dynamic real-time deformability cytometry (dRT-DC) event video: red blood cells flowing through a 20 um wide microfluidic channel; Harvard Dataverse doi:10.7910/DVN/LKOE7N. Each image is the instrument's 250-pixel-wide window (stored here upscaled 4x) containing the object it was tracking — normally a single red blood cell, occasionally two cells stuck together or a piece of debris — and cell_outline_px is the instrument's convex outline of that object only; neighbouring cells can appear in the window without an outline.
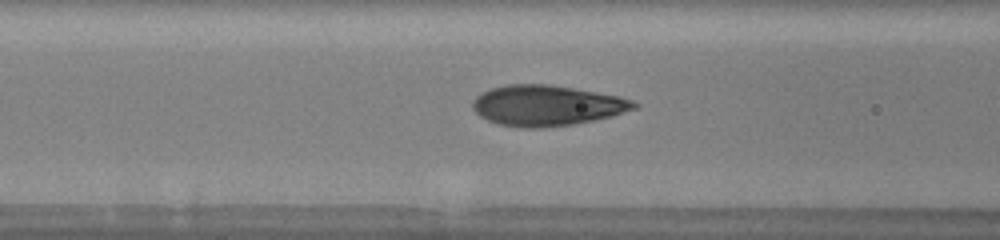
{"species": "human", "species_latin": "Homo sapiens", "temperature_condition": "warm", "stored_images_in_passage": 34, "camera_frame_rate_fps": 3000, "um_per_image_px": 0.085, "donor": {"sex": "male"}, "frame": {"image": 1, "passage_image": 5, "time_ms": 1.333, "image_size_px": [1000, 240], "cell_outline_px": [[640, 104], [636, 108], [612, 116], [572, 124], [540, 128], [524, 128], [500, 124], [488, 120], [480, 116], [472, 108], [472, 100], [480, 92], [492, 88], [508, 84], [548, 84], [620, 96], [632, 100]], "centroid_in_image_um": [46.46, 8.96], "position_along_channel_um": 120.1, "area_um2": 38.03}}
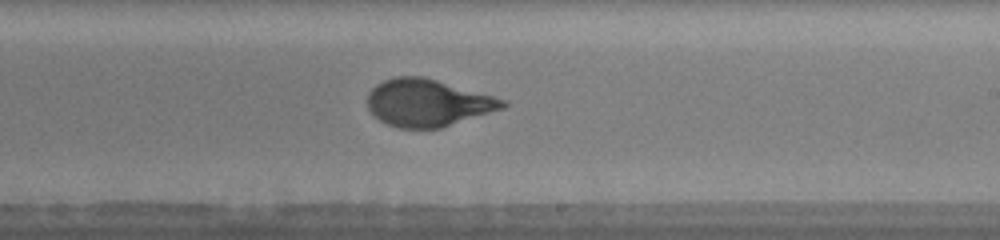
{"frame": {"image": 2, "passage_image": 15, "time_ms": 4.667, "image_size_px": [1000, 240], "cell_outline_px": [[508, 104], [504, 108], [440, 128], [400, 128], [388, 124], [380, 120], [368, 108], [368, 92], [376, 84], [384, 80], [396, 76], [424, 76], [508, 100]], "centroid_in_image_um": [36.37, 8.72], "position_along_channel_um": 252.6, "area_um2": 37.11}}
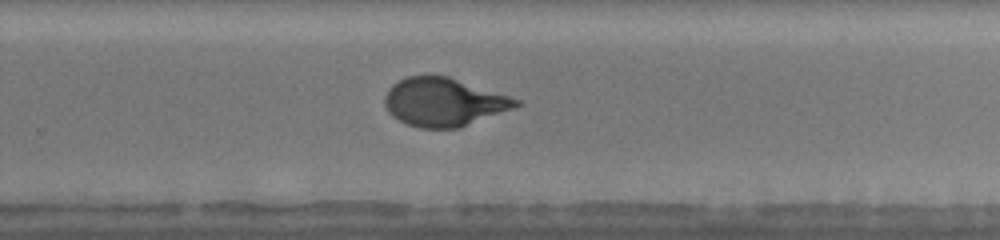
{"frame": {"image": 3, "passage_image": 18, "time_ms": 5.667, "image_size_px": [1000, 240], "cell_outline_px": [[520, 104], [512, 108], [460, 128], [420, 128], [408, 124], [392, 116], [388, 112], [384, 104], [384, 96], [388, 88], [392, 84], [408, 76], [448, 76], [520, 100]], "centroid_in_image_um": [37.67, 8.68], "position_along_channel_um": 292.1, "area_um2": 36.53}, "authors_computed_cell_mechanics": {"area_um2": 37.1076, "velocity_mm_per_s": 3.9745, "shape_relaxation_time_tau1_ms": 3.5961, "shape_relaxation_time_tau2_ms": null, "deformation_change_tau1": 0.1981, "deformation_change_tau2": null}}